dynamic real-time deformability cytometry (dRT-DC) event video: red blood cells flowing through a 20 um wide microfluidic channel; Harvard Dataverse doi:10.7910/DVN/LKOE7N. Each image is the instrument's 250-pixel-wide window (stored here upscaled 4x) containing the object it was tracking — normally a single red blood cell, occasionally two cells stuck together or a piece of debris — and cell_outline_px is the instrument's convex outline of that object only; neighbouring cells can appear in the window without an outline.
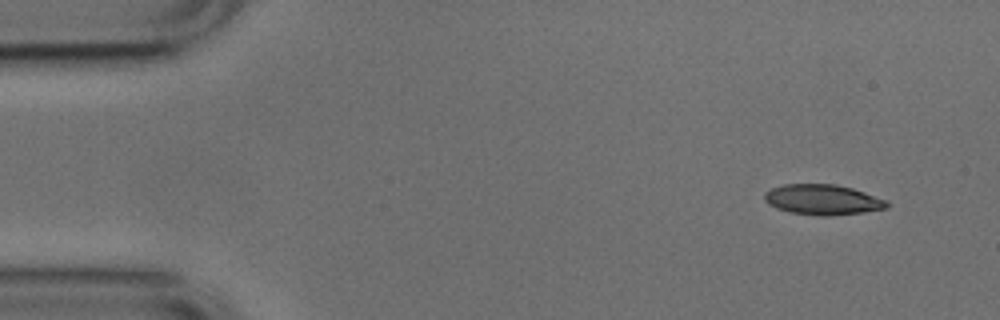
{"species": "common noctule bat (a hibernating species)", "species_latin": "Nyctalus noctula", "temperature_condition": "cold", "stored_images_in_passage": 49, "camera_frame_rate_fps": 3000, "um_per_image_px": 0.085, "animal": {"sex": "male", "body_mass_g": 17.9, "forearm_length_mm": 54.2}, "frame": {"image": 1, "passage_image": 1, "time_ms": 0.0, "image_size_px": [1000, 320], "cell_outline_px": [[888, 208], [864, 212], [828, 216], [820, 216], [788, 212], [776, 208], [768, 204], [764, 200], [764, 192], [772, 188], [784, 184], [836, 184], [852, 188], [888, 200]], "centroid_in_image_um": [69.92, 16.97], "position_along_channel_um": 15.1, "area_um2": 21.79}}
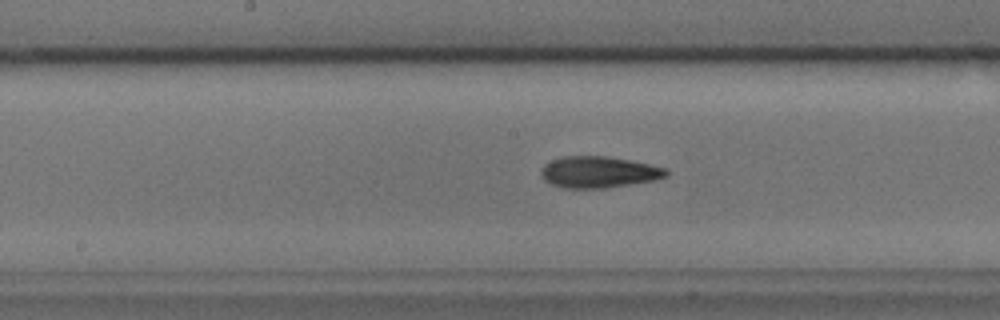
{"frame": {"image": 2, "passage_image": 23, "time_ms": 7.333, "image_size_px": [1000, 320], "cell_outline_px": [[668, 176], [652, 180], [604, 188], [564, 188], [552, 184], [544, 180], [540, 176], [540, 172], [544, 164], [552, 160], [564, 156], [608, 156], [668, 168]], "centroid_in_image_um": [50.86, 14.62], "position_along_channel_um": 197.3, "area_um2": 22.77}}
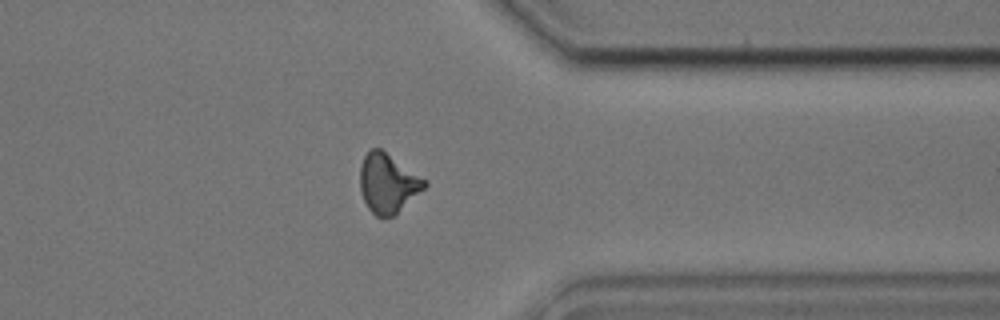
{"frame": {"image": 3, "passage_image": 38, "time_ms": 12.333, "image_size_px": [1000, 320], "cell_outline_px": [[428, 184], [424, 188], [392, 216], [376, 216], [368, 208], [364, 200], [360, 188], [360, 164], [364, 156], [372, 148], [380, 148], [428, 180]], "centroid_in_image_um": [32.96, 15.54], "position_along_channel_um": 378.4, "area_um2": 21.96}, "authors_computed_cell_mechanics": {"area_um2": 21.7906, "velocity_mm_per_s": 3.7854, "shape_relaxation_time_tau1_ms": 7.7955, "shape_relaxation_time_tau2_ms": 4.0106, "deformation_change_tau1": 0.1972, "deformation_change_tau2": 0.1196}}